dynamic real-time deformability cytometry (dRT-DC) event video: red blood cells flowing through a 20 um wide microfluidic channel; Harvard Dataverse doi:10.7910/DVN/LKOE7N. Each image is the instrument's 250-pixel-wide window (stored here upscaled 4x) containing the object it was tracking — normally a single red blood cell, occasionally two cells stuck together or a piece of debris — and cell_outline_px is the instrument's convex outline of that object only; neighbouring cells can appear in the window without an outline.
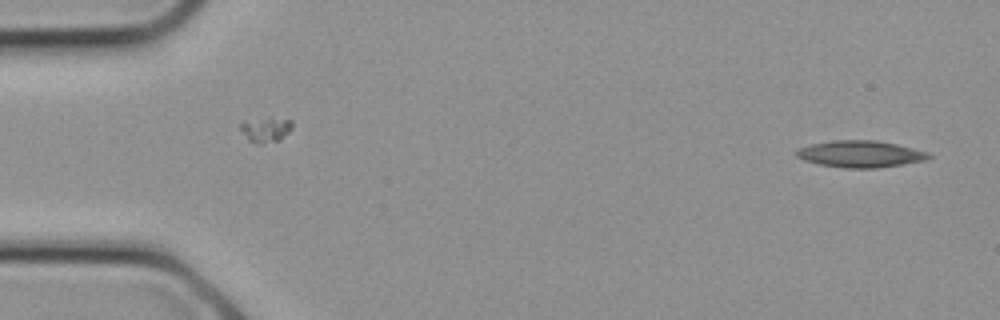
{"species": "common noctule bat (a hibernating species)", "species_latin": "Nyctalus noctula", "temperature_condition": "cold", "stored_images_in_passage": 5, "camera_frame_rate_fps": 3000, "um_per_image_px": 0.085, "animal": {"sex": "female", "body_mass_g": 21.9}, "frame": {"image": 1, "passage_image": 1, "time_ms": 0.0, "image_size_px": [1000, 320], "cell_outline_px": [[932, 156], [924, 160], [904, 164], [876, 168], [844, 168], [820, 164], [804, 160], [796, 156], [796, 148], [812, 144], [832, 140], [876, 140], [896, 144], [928, 152]], "centroid_in_image_um": [73.11, 13.08], "position_along_channel_um": 11.9, "area_um2": 20.52}}